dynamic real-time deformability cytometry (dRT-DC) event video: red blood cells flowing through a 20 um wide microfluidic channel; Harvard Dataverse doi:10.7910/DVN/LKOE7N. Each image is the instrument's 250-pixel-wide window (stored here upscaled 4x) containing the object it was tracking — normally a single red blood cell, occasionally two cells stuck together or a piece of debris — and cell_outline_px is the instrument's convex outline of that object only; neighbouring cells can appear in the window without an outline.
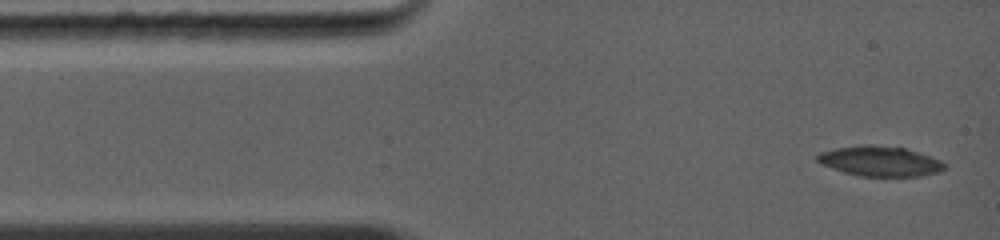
{"species": "common noctule bat (a hibernating species)", "species_latin": "Nyctalus noctula", "temperature_condition": "warm", "stored_images_in_passage": 35, "camera_frame_rate_fps": 5000, "um_per_image_px": 0.085, "animal": {"sex": "female", "body_mass_g": 19.0, "forearm_length_mm": 56.7}, "frame": {"image": 1, "passage_image": 1, "time_ms": 0.0, "image_size_px": [1000, 240], "cell_outline_px": [[944, 168], [940, 172], [920, 176], [860, 176], [844, 172], [832, 168], [816, 160], [816, 156], [820, 152], [836, 148], [864, 144], [872, 144], [904, 148], [920, 152], [932, 156], [940, 160], [944, 164]], "centroid_in_image_um": [74.81, 13.69], "position_along_channel_um": 10.2, "area_um2": 22.25}}
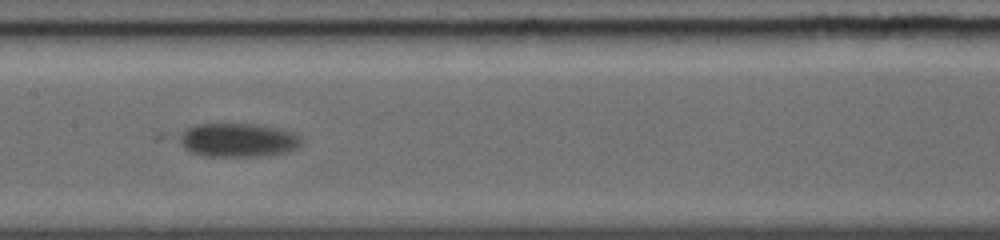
{"frame": {"image": 2, "passage_image": 15, "time_ms": 5.8, "image_size_px": [1000, 240], "cell_outline_px": [[304, 140], [296, 148], [284, 152], [256, 156], [200, 156], [188, 152], [172, 136], [176, 132], [184, 128], [196, 124], [256, 124], [280, 128], [292, 132], [300, 136]], "centroid_in_image_um": [20.08, 11.89], "position_along_channel_um": 187.3, "area_um2": 24.68}}
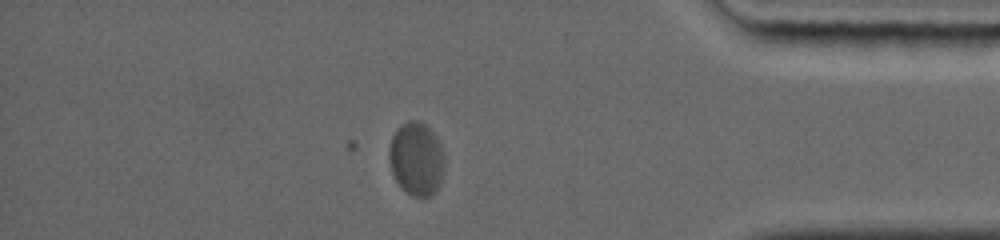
{"frame": {"image": 3, "passage_image": 29, "time_ms": 11.6, "image_size_px": [1000, 240], "cell_outline_px": [[444, 172], [432, 196], [412, 196], [396, 180], [392, 172], [388, 156], [388, 148], [392, 136], [396, 128], [400, 124], [408, 120], [416, 120], [424, 124], [436, 136], [444, 152]], "centroid_in_image_um": [35.38, 13.46], "position_along_channel_um": 399.8, "area_um2": 23.64}}